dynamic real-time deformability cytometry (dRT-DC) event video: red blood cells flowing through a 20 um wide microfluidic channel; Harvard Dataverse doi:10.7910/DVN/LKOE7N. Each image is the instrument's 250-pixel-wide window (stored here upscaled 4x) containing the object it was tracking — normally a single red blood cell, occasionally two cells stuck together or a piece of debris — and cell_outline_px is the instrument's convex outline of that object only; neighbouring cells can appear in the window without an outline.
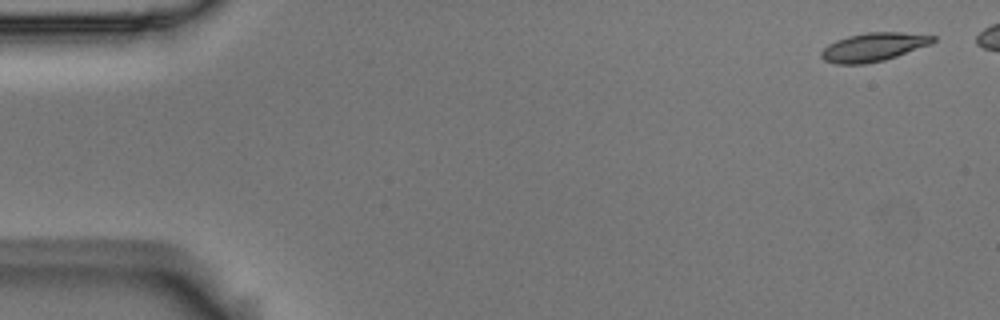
{"species": "Egyptian fruit bat (a non-hibernating species)", "species_latin": "Rousettus aegyptiacus", "temperature_condition": "room temperature", "stored_images_in_passage": 7, "segment_of_instrument_passage": [1, 2], "camera_frame_rate_fps": 3000, "um_per_image_px": 0.085, "animal": {"sex": "male"}, "frame": {"image": 1, "passage_image": 1, "time_ms": 0.0, "image_size_px": [1000, 320], "cell_outline_px": [[936, 40], [932, 44], [884, 60], [864, 64], [836, 64], [824, 60], [820, 56], [820, 52], [828, 44], [836, 40], [848, 36], [868, 32], [900, 32], [936, 36]], "centroid_in_image_um": [74.24, 4.0], "position_along_channel_um": 10.8, "area_um2": 18.55}}
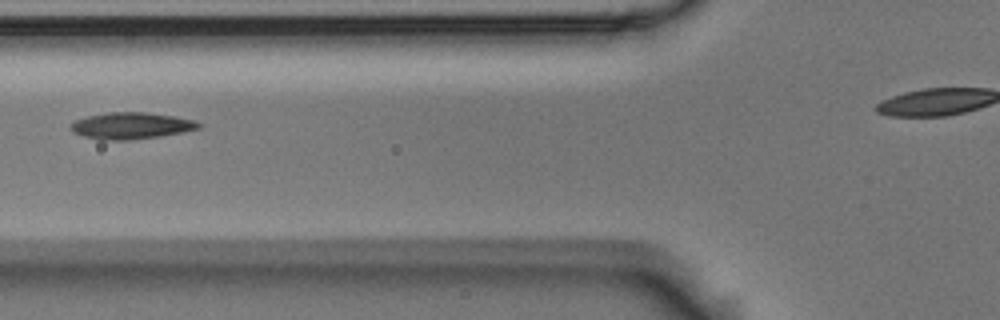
{"frame": {"image": 2, "passage_image": 6, "time_ms": 1.667, "image_size_px": [1000, 320], "cell_outline_px": [[204, 124], [200, 128], [160, 136], [128, 140], [100, 140], [84, 136], [72, 132], [68, 128], [76, 120], [88, 116], [108, 112], [144, 112], [172, 116], [196, 120]], "centroid_in_image_um": [11.15, 10.68], "position_along_channel_um": 114.7, "area_um2": 19.77}}